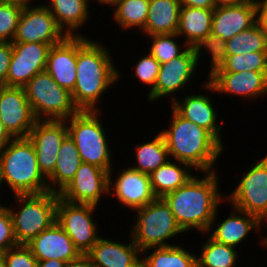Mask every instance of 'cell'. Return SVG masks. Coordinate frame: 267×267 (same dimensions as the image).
I'll use <instances>...</instances> for the list:
<instances>
[{"mask_svg":"<svg viewBox=\"0 0 267 267\" xmlns=\"http://www.w3.org/2000/svg\"><path fill=\"white\" fill-rule=\"evenodd\" d=\"M171 109L168 129L160 131L169 158L186 163L200 173L217 171L216 160L220 159L226 146L224 148L208 130L181 117L172 107Z\"/></svg>","mask_w":267,"mask_h":267,"instance_id":"obj_3","label":"cell"},{"mask_svg":"<svg viewBox=\"0 0 267 267\" xmlns=\"http://www.w3.org/2000/svg\"><path fill=\"white\" fill-rule=\"evenodd\" d=\"M26 245L31 249L37 261L57 259L68 263L80 255L71 238L57 222Z\"/></svg>","mask_w":267,"mask_h":267,"instance_id":"obj_23","label":"cell"},{"mask_svg":"<svg viewBox=\"0 0 267 267\" xmlns=\"http://www.w3.org/2000/svg\"><path fill=\"white\" fill-rule=\"evenodd\" d=\"M13 139L0 119V151Z\"/></svg>","mask_w":267,"mask_h":267,"instance_id":"obj_45","label":"cell"},{"mask_svg":"<svg viewBox=\"0 0 267 267\" xmlns=\"http://www.w3.org/2000/svg\"><path fill=\"white\" fill-rule=\"evenodd\" d=\"M23 89L36 120H67L79 112L71 93L46 70L37 73Z\"/></svg>","mask_w":267,"mask_h":267,"instance_id":"obj_8","label":"cell"},{"mask_svg":"<svg viewBox=\"0 0 267 267\" xmlns=\"http://www.w3.org/2000/svg\"><path fill=\"white\" fill-rule=\"evenodd\" d=\"M181 6L197 7L202 9H214V0H179Z\"/></svg>","mask_w":267,"mask_h":267,"instance_id":"obj_43","label":"cell"},{"mask_svg":"<svg viewBox=\"0 0 267 267\" xmlns=\"http://www.w3.org/2000/svg\"><path fill=\"white\" fill-rule=\"evenodd\" d=\"M231 209L230 215L223 221L218 222L217 226L211 225L206 235L208 234L219 243L237 248L241 246L250 233H253V230L262 231V222L254 215L233 206Z\"/></svg>","mask_w":267,"mask_h":267,"instance_id":"obj_25","label":"cell"},{"mask_svg":"<svg viewBox=\"0 0 267 267\" xmlns=\"http://www.w3.org/2000/svg\"><path fill=\"white\" fill-rule=\"evenodd\" d=\"M257 21V2L217 6L213 11L210 56L227 40L251 28Z\"/></svg>","mask_w":267,"mask_h":267,"instance_id":"obj_12","label":"cell"},{"mask_svg":"<svg viewBox=\"0 0 267 267\" xmlns=\"http://www.w3.org/2000/svg\"><path fill=\"white\" fill-rule=\"evenodd\" d=\"M0 119L13 138H27L36 121L23 87L0 85Z\"/></svg>","mask_w":267,"mask_h":267,"instance_id":"obj_18","label":"cell"},{"mask_svg":"<svg viewBox=\"0 0 267 267\" xmlns=\"http://www.w3.org/2000/svg\"><path fill=\"white\" fill-rule=\"evenodd\" d=\"M0 202V250L6 252L18 244L15 234L9 208Z\"/></svg>","mask_w":267,"mask_h":267,"instance_id":"obj_40","label":"cell"},{"mask_svg":"<svg viewBox=\"0 0 267 267\" xmlns=\"http://www.w3.org/2000/svg\"><path fill=\"white\" fill-rule=\"evenodd\" d=\"M97 210L95 205L68 202L58 195L56 222L80 254H87L100 237L99 225L93 216Z\"/></svg>","mask_w":267,"mask_h":267,"instance_id":"obj_9","label":"cell"},{"mask_svg":"<svg viewBox=\"0 0 267 267\" xmlns=\"http://www.w3.org/2000/svg\"><path fill=\"white\" fill-rule=\"evenodd\" d=\"M203 175L202 178L193 176L187 183L163 197L186 234L196 229L204 236L210 226L216 224L220 205L226 202L225 194L219 189L222 181H219L218 171L204 172Z\"/></svg>","mask_w":267,"mask_h":267,"instance_id":"obj_2","label":"cell"},{"mask_svg":"<svg viewBox=\"0 0 267 267\" xmlns=\"http://www.w3.org/2000/svg\"><path fill=\"white\" fill-rule=\"evenodd\" d=\"M109 172L89 163L82 162L70 183L58 194L62 199L81 204H101L108 196Z\"/></svg>","mask_w":267,"mask_h":267,"instance_id":"obj_15","label":"cell"},{"mask_svg":"<svg viewBox=\"0 0 267 267\" xmlns=\"http://www.w3.org/2000/svg\"><path fill=\"white\" fill-rule=\"evenodd\" d=\"M1 188H3V185H2V181H1V172H0V191H1Z\"/></svg>","mask_w":267,"mask_h":267,"instance_id":"obj_52","label":"cell"},{"mask_svg":"<svg viewBox=\"0 0 267 267\" xmlns=\"http://www.w3.org/2000/svg\"><path fill=\"white\" fill-rule=\"evenodd\" d=\"M22 9L16 3L0 2V41H13Z\"/></svg>","mask_w":267,"mask_h":267,"instance_id":"obj_37","label":"cell"},{"mask_svg":"<svg viewBox=\"0 0 267 267\" xmlns=\"http://www.w3.org/2000/svg\"><path fill=\"white\" fill-rule=\"evenodd\" d=\"M89 1L91 0H49L46 1L49 3H44V5L67 36H83L78 29L85 26L91 19Z\"/></svg>","mask_w":267,"mask_h":267,"instance_id":"obj_26","label":"cell"},{"mask_svg":"<svg viewBox=\"0 0 267 267\" xmlns=\"http://www.w3.org/2000/svg\"><path fill=\"white\" fill-rule=\"evenodd\" d=\"M12 51V42L0 41V85H5Z\"/></svg>","mask_w":267,"mask_h":267,"instance_id":"obj_41","label":"cell"},{"mask_svg":"<svg viewBox=\"0 0 267 267\" xmlns=\"http://www.w3.org/2000/svg\"><path fill=\"white\" fill-rule=\"evenodd\" d=\"M225 197L230 206L254 215L261 222L267 217V154L250 165Z\"/></svg>","mask_w":267,"mask_h":267,"instance_id":"obj_10","label":"cell"},{"mask_svg":"<svg viewBox=\"0 0 267 267\" xmlns=\"http://www.w3.org/2000/svg\"><path fill=\"white\" fill-rule=\"evenodd\" d=\"M31 1L33 2V0H0V2L16 3L23 7L31 5L32 4Z\"/></svg>","mask_w":267,"mask_h":267,"instance_id":"obj_48","label":"cell"},{"mask_svg":"<svg viewBox=\"0 0 267 267\" xmlns=\"http://www.w3.org/2000/svg\"><path fill=\"white\" fill-rule=\"evenodd\" d=\"M113 171H109V196H115V200L135 210L151 203L156 197L151 188L150 175L134 170L131 167L121 169L116 172V178ZM115 178V179H114ZM114 179V180H113Z\"/></svg>","mask_w":267,"mask_h":267,"instance_id":"obj_16","label":"cell"},{"mask_svg":"<svg viewBox=\"0 0 267 267\" xmlns=\"http://www.w3.org/2000/svg\"><path fill=\"white\" fill-rule=\"evenodd\" d=\"M256 23L261 28L267 38V5L261 1L257 3V21Z\"/></svg>","mask_w":267,"mask_h":267,"instance_id":"obj_42","label":"cell"},{"mask_svg":"<svg viewBox=\"0 0 267 267\" xmlns=\"http://www.w3.org/2000/svg\"><path fill=\"white\" fill-rule=\"evenodd\" d=\"M155 137L149 141L137 144L134 154L136 163L130 167L142 173L151 174L169 159L168 149L162 134L158 131Z\"/></svg>","mask_w":267,"mask_h":267,"instance_id":"obj_32","label":"cell"},{"mask_svg":"<svg viewBox=\"0 0 267 267\" xmlns=\"http://www.w3.org/2000/svg\"><path fill=\"white\" fill-rule=\"evenodd\" d=\"M215 1V6H224V5H235L242 3L247 0H214Z\"/></svg>","mask_w":267,"mask_h":267,"instance_id":"obj_47","label":"cell"},{"mask_svg":"<svg viewBox=\"0 0 267 267\" xmlns=\"http://www.w3.org/2000/svg\"><path fill=\"white\" fill-rule=\"evenodd\" d=\"M81 163L76 144L67 135L61 142L54 172L47 178L49 191L59 194L75 177Z\"/></svg>","mask_w":267,"mask_h":267,"instance_id":"obj_29","label":"cell"},{"mask_svg":"<svg viewBox=\"0 0 267 267\" xmlns=\"http://www.w3.org/2000/svg\"><path fill=\"white\" fill-rule=\"evenodd\" d=\"M100 40L77 36L76 84L71 93L79 111H101L100 98L119 82L120 69Z\"/></svg>","mask_w":267,"mask_h":267,"instance_id":"obj_1","label":"cell"},{"mask_svg":"<svg viewBox=\"0 0 267 267\" xmlns=\"http://www.w3.org/2000/svg\"><path fill=\"white\" fill-rule=\"evenodd\" d=\"M13 51L5 86L23 87L37 73L45 71L50 45L12 42Z\"/></svg>","mask_w":267,"mask_h":267,"instance_id":"obj_19","label":"cell"},{"mask_svg":"<svg viewBox=\"0 0 267 267\" xmlns=\"http://www.w3.org/2000/svg\"><path fill=\"white\" fill-rule=\"evenodd\" d=\"M67 135L66 120H36L28 135L36 150L39 170L46 179L54 172L61 142Z\"/></svg>","mask_w":267,"mask_h":267,"instance_id":"obj_17","label":"cell"},{"mask_svg":"<svg viewBox=\"0 0 267 267\" xmlns=\"http://www.w3.org/2000/svg\"><path fill=\"white\" fill-rule=\"evenodd\" d=\"M201 88L218 95H236L252 101L266 96L267 71L208 72L207 81Z\"/></svg>","mask_w":267,"mask_h":267,"instance_id":"obj_14","label":"cell"},{"mask_svg":"<svg viewBox=\"0 0 267 267\" xmlns=\"http://www.w3.org/2000/svg\"><path fill=\"white\" fill-rule=\"evenodd\" d=\"M119 1L120 0H97L96 2L99 4H103V6H106V4H107V6H109V7L111 6L113 8Z\"/></svg>","mask_w":267,"mask_h":267,"instance_id":"obj_49","label":"cell"},{"mask_svg":"<svg viewBox=\"0 0 267 267\" xmlns=\"http://www.w3.org/2000/svg\"><path fill=\"white\" fill-rule=\"evenodd\" d=\"M3 186L14 195L41 194L49 191L47 179L40 172L36 150L29 138H13L0 151Z\"/></svg>","mask_w":267,"mask_h":267,"instance_id":"obj_4","label":"cell"},{"mask_svg":"<svg viewBox=\"0 0 267 267\" xmlns=\"http://www.w3.org/2000/svg\"><path fill=\"white\" fill-rule=\"evenodd\" d=\"M77 36H67L62 42L51 46L46 71L62 88L73 92L76 84Z\"/></svg>","mask_w":267,"mask_h":267,"instance_id":"obj_24","label":"cell"},{"mask_svg":"<svg viewBox=\"0 0 267 267\" xmlns=\"http://www.w3.org/2000/svg\"><path fill=\"white\" fill-rule=\"evenodd\" d=\"M67 262L57 259L38 261V267H66Z\"/></svg>","mask_w":267,"mask_h":267,"instance_id":"obj_46","label":"cell"},{"mask_svg":"<svg viewBox=\"0 0 267 267\" xmlns=\"http://www.w3.org/2000/svg\"><path fill=\"white\" fill-rule=\"evenodd\" d=\"M129 240L123 243L100 236L87 255L95 267H141V251L132 237Z\"/></svg>","mask_w":267,"mask_h":267,"instance_id":"obj_22","label":"cell"},{"mask_svg":"<svg viewBox=\"0 0 267 267\" xmlns=\"http://www.w3.org/2000/svg\"><path fill=\"white\" fill-rule=\"evenodd\" d=\"M67 35L42 2L24 6L12 42H38L50 46L62 42Z\"/></svg>","mask_w":267,"mask_h":267,"instance_id":"obj_13","label":"cell"},{"mask_svg":"<svg viewBox=\"0 0 267 267\" xmlns=\"http://www.w3.org/2000/svg\"><path fill=\"white\" fill-rule=\"evenodd\" d=\"M135 211L129 236L141 252L153 247L175 245L169 243L170 239L184 233L163 198H155Z\"/></svg>","mask_w":267,"mask_h":267,"instance_id":"obj_5","label":"cell"},{"mask_svg":"<svg viewBox=\"0 0 267 267\" xmlns=\"http://www.w3.org/2000/svg\"><path fill=\"white\" fill-rule=\"evenodd\" d=\"M146 37L151 39V45H149V51L147 50V52H149L160 64L182 55L189 48L185 42L181 44L177 41L179 38L177 33L157 34Z\"/></svg>","mask_w":267,"mask_h":267,"instance_id":"obj_36","label":"cell"},{"mask_svg":"<svg viewBox=\"0 0 267 267\" xmlns=\"http://www.w3.org/2000/svg\"><path fill=\"white\" fill-rule=\"evenodd\" d=\"M66 267H95L87 254H80L77 258L69 261Z\"/></svg>","mask_w":267,"mask_h":267,"instance_id":"obj_44","label":"cell"},{"mask_svg":"<svg viewBox=\"0 0 267 267\" xmlns=\"http://www.w3.org/2000/svg\"><path fill=\"white\" fill-rule=\"evenodd\" d=\"M264 221H265L266 226H267V217L262 221V226H263V224H265ZM259 241H261V242H259V243H260V245L263 246V248H264V247L267 248V234H266V236H265L263 239H261V240H259Z\"/></svg>","mask_w":267,"mask_h":267,"instance_id":"obj_50","label":"cell"},{"mask_svg":"<svg viewBox=\"0 0 267 267\" xmlns=\"http://www.w3.org/2000/svg\"><path fill=\"white\" fill-rule=\"evenodd\" d=\"M249 52H267V38L257 23L224 42L212 55H237Z\"/></svg>","mask_w":267,"mask_h":267,"instance_id":"obj_33","label":"cell"},{"mask_svg":"<svg viewBox=\"0 0 267 267\" xmlns=\"http://www.w3.org/2000/svg\"><path fill=\"white\" fill-rule=\"evenodd\" d=\"M150 0H120L113 7L112 19L116 21L115 24L119 25V28L140 30L142 32L146 25L148 17ZM138 28V29H137Z\"/></svg>","mask_w":267,"mask_h":267,"instance_id":"obj_35","label":"cell"},{"mask_svg":"<svg viewBox=\"0 0 267 267\" xmlns=\"http://www.w3.org/2000/svg\"><path fill=\"white\" fill-rule=\"evenodd\" d=\"M249 1H254V2H261L262 0H249Z\"/></svg>","mask_w":267,"mask_h":267,"instance_id":"obj_53","label":"cell"},{"mask_svg":"<svg viewBox=\"0 0 267 267\" xmlns=\"http://www.w3.org/2000/svg\"><path fill=\"white\" fill-rule=\"evenodd\" d=\"M238 248L219 243L207 235L197 255L198 267H239Z\"/></svg>","mask_w":267,"mask_h":267,"instance_id":"obj_34","label":"cell"},{"mask_svg":"<svg viewBox=\"0 0 267 267\" xmlns=\"http://www.w3.org/2000/svg\"><path fill=\"white\" fill-rule=\"evenodd\" d=\"M13 197L17 207L8 208L18 244H27L56 222L57 193L48 191Z\"/></svg>","mask_w":267,"mask_h":267,"instance_id":"obj_7","label":"cell"},{"mask_svg":"<svg viewBox=\"0 0 267 267\" xmlns=\"http://www.w3.org/2000/svg\"><path fill=\"white\" fill-rule=\"evenodd\" d=\"M101 111H79L66 120L68 136L76 144L81 161L106 171L114 168L110 141L101 121ZM108 138V139H107ZM113 167V168H112Z\"/></svg>","mask_w":267,"mask_h":267,"instance_id":"obj_6","label":"cell"},{"mask_svg":"<svg viewBox=\"0 0 267 267\" xmlns=\"http://www.w3.org/2000/svg\"><path fill=\"white\" fill-rule=\"evenodd\" d=\"M141 267H198L197 254L188 251L179 243L153 247L141 252Z\"/></svg>","mask_w":267,"mask_h":267,"instance_id":"obj_30","label":"cell"},{"mask_svg":"<svg viewBox=\"0 0 267 267\" xmlns=\"http://www.w3.org/2000/svg\"><path fill=\"white\" fill-rule=\"evenodd\" d=\"M208 93L185 94V97L179 99V96L171 102V107L183 118L189 120L202 128L208 130L223 146L224 141L221 136V124L218 125V111L214 107L211 97Z\"/></svg>","mask_w":267,"mask_h":267,"instance_id":"obj_20","label":"cell"},{"mask_svg":"<svg viewBox=\"0 0 267 267\" xmlns=\"http://www.w3.org/2000/svg\"><path fill=\"white\" fill-rule=\"evenodd\" d=\"M181 4L179 0H150L143 33L146 36L177 33Z\"/></svg>","mask_w":267,"mask_h":267,"instance_id":"obj_27","label":"cell"},{"mask_svg":"<svg viewBox=\"0 0 267 267\" xmlns=\"http://www.w3.org/2000/svg\"><path fill=\"white\" fill-rule=\"evenodd\" d=\"M209 72L267 71V52L211 55Z\"/></svg>","mask_w":267,"mask_h":267,"instance_id":"obj_31","label":"cell"},{"mask_svg":"<svg viewBox=\"0 0 267 267\" xmlns=\"http://www.w3.org/2000/svg\"><path fill=\"white\" fill-rule=\"evenodd\" d=\"M190 165L180 161L169 160L150 174L151 188L156 198L177 190L187 183L195 173Z\"/></svg>","mask_w":267,"mask_h":267,"instance_id":"obj_28","label":"cell"},{"mask_svg":"<svg viewBox=\"0 0 267 267\" xmlns=\"http://www.w3.org/2000/svg\"><path fill=\"white\" fill-rule=\"evenodd\" d=\"M204 52L200 49L189 47L182 55L160 65L154 89L147 93V101H154L169 96L170 102L177 98V92L185 91L191 83L195 71L200 64ZM192 77V78H191ZM176 94V95H175ZM174 95V96H173Z\"/></svg>","mask_w":267,"mask_h":267,"instance_id":"obj_11","label":"cell"},{"mask_svg":"<svg viewBox=\"0 0 267 267\" xmlns=\"http://www.w3.org/2000/svg\"><path fill=\"white\" fill-rule=\"evenodd\" d=\"M214 9L181 6L177 35L185 39L189 47L208 53L210 58V38Z\"/></svg>","mask_w":267,"mask_h":267,"instance_id":"obj_21","label":"cell"},{"mask_svg":"<svg viewBox=\"0 0 267 267\" xmlns=\"http://www.w3.org/2000/svg\"><path fill=\"white\" fill-rule=\"evenodd\" d=\"M4 253L3 251L0 250V267H3L4 263Z\"/></svg>","mask_w":267,"mask_h":267,"instance_id":"obj_51","label":"cell"},{"mask_svg":"<svg viewBox=\"0 0 267 267\" xmlns=\"http://www.w3.org/2000/svg\"><path fill=\"white\" fill-rule=\"evenodd\" d=\"M135 63L134 77L145 86H149V93L154 89L160 70V63L148 52ZM151 86V87H150Z\"/></svg>","mask_w":267,"mask_h":267,"instance_id":"obj_38","label":"cell"},{"mask_svg":"<svg viewBox=\"0 0 267 267\" xmlns=\"http://www.w3.org/2000/svg\"><path fill=\"white\" fill-rule=\"evenodd\" d=\"M3 267H38V261L26 244H19L4 253Z\"/></svg>","mask_w":267,"mask_h":267,"instance_id":"obj_39","label":"cell"}]
</instances>
